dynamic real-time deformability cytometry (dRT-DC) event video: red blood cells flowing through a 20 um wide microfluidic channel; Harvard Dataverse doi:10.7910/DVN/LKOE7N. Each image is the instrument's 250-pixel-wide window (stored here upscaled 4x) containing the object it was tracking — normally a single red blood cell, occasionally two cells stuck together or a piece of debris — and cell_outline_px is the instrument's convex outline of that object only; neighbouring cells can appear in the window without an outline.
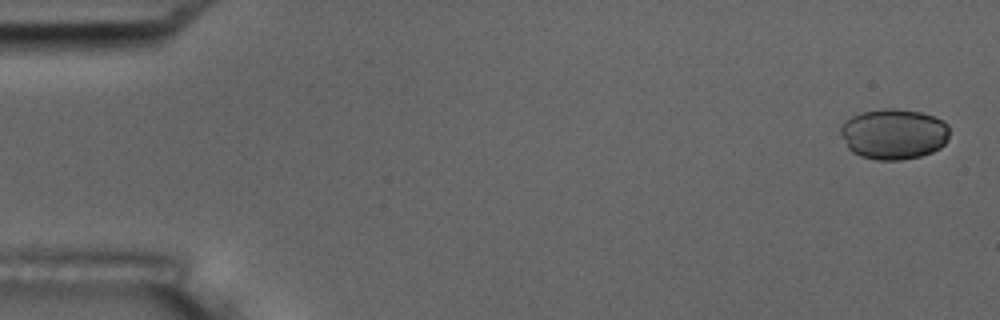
{"species": "common noctule bat (a hibernating species)", "species_latin": "Nyctalus noctula", "temperature_condition": "room temperature", "stored_images_in_passage": 6, "camera_frame_rate_fps": 3000, "um_per_image_px": 0.085, "animal": {"sex": "male", "body_mass_g": 17.5, "forearm_length_mm": 52.3}, "frame": {"image": 1, "passage_image": 1, "time_ms": 0.0, "image_size_px": [1000, 320], "cell_outline_px": [[948, 140], [940, 148], [932, 152], [920, 156], [900, 160], [876, 160], [860, 156], [852, 152], [848, 148], [840, 132], [840, 128], [844, 120], [860, 112], [884, 108], [896, 108], [920, 112], [944, 120], [948, 124]], "centroid_in_image_um": [75.96, 11.38], "position_along_channel_um": 9.0, "area_um2": 32.37}}